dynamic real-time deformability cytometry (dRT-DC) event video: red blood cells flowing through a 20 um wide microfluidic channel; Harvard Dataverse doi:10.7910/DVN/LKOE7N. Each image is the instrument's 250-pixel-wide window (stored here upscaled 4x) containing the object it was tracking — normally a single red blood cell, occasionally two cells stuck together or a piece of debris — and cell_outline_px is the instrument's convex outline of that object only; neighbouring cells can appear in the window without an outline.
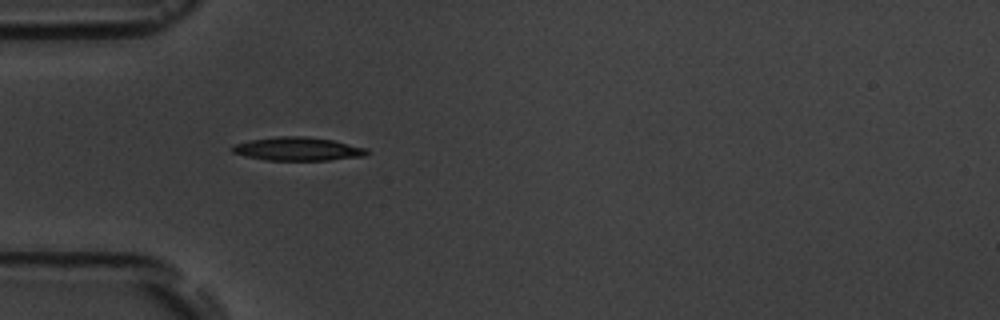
{"species": "common noctule bat (a hibernating species)", "species_latin": "Nyctalus noctula", "temperature_condition": "room temperature", "stored_images_in_passage": 11, "camera_frame_rate_fps": 3000, "um_per_image_px": 0.085, "animal": {"sex": "male", "body_mass_g": 19.5, "forearm_length_mm": 54.6}, "frame": {"image": 1, "passage_image": 1, "time_ms": 0.0, "image_size_px": [1000, 320], "cell_outline_px": [[368, 152], [364, 156], [328, 160], [268, 160], [244, 156], [232, 152], [228, 148], [232, 144], [248, 140], [276, 136], [304, 136], [332, 140], [368, 148]], "centroid_in_image_um": [25.24, 12.65], "position_along_channel_um": 59.8, "area_um2": 18.55}}
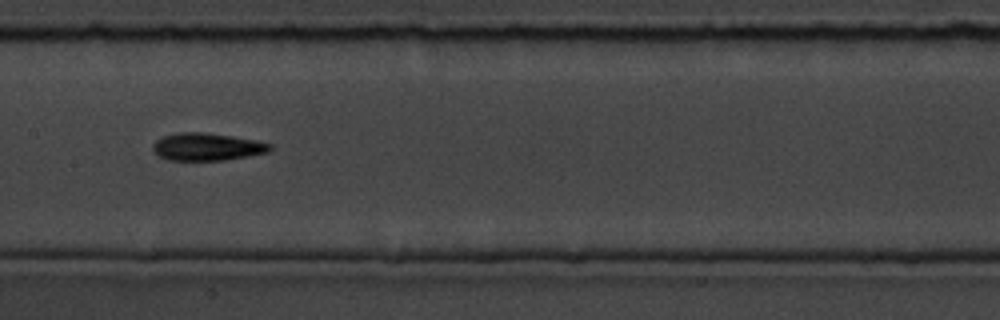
{"frame": {"image": 2, "passage_image": 4, "time_ms": 3.667, "image_size_px": [1000, 320], "cell_outline_px": [[272, 148], [268, 152], [248, 156], [224, 160], [168, 160], [160, 156], [152, 148], [152, 144], [156, 140], [164, 136], [176, 132], [204, 132], [232, 136], [256, 140], [272, 144]], "centroid_in_image_um": [17.6, 12.47], "position_along_channel_um": 189.8, "area_um2": 18.79}}
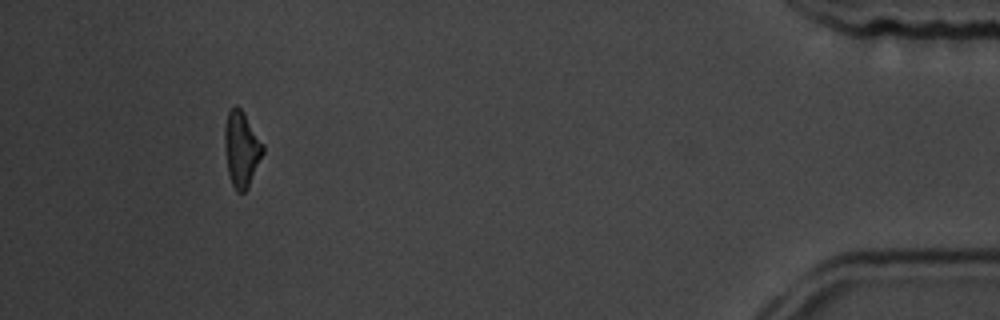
{"frame": {"image": 3, "passage_image": 10, "time_ms": 11.667, "image_size_px": [1000, 320], "cell_outline_px": [[264, 152], [248, 188], [244, 192], [236, 192], [232, 184], [228, 172], [224, 144], [224, 128], [228, 112], [236, 104], [244, 112], [264, 144]], "centroid_in_image_um": [20.53, 12.66], "position_along_channel_um": 414.7, "area_um2": 16.94}, "authors_computed_cell_mechanics": {"area_um2": 17.5712, "velocity_mm_per_s": 3.6483, "shape_relaxation_time_tau1_ms": 2.9378, "shape_relaxation_time_tau2_ms": 10.1563, "deformation_change_tau1": 0.1085, "deformation_change_tau2": 0.2038}}